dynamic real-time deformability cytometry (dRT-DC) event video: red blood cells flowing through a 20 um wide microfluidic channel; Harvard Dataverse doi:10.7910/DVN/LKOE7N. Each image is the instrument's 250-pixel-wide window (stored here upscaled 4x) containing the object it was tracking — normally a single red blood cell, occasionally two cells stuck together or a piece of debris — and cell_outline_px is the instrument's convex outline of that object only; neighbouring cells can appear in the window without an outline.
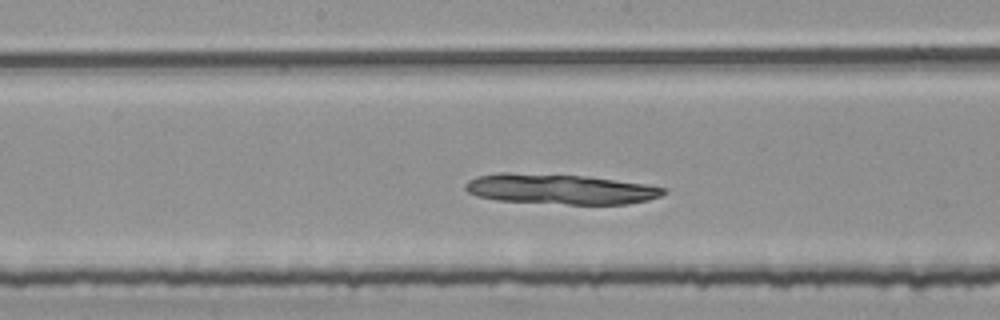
{"species": "common noctule bat (a hibernating species)", "species_latin": "Nyctalus noctula", "temperature_condition": "room temperature", "stored_images_in_passage": 45, "camera_frame_rate_fps": 3000, "um_per_image_px": 0.085, "animal": {"sex": "female", "body_mass_g": 25.1}, "frame": {"image": 1, "passage_image": 23, "time_ms": 7.333, "image_size_px": [1000, 320], "cell_outline_px": [[668, 192], [660, 196], [648, 200], [624, 204], [568, 204], [496, 200], [476, 196], [468, 192], [464, 188], [464, 184], [468, 180], [476, 176], [500, 172], [508, 172], [588, 176], [648, 184], [664, 188]], "centroid_in_image_um": [47.59, 16.06], "position_along_channel_um": 200.6, "area_um2": 35.08}}
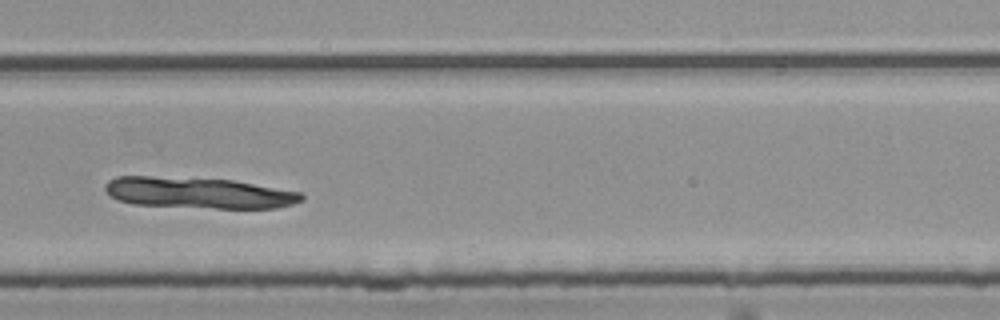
{"frame": {"image": 2, "passage_image": 32, "time_ms": 10.333, "image_size_px": [1000, 320], "cell_outline_px": [[304, 200], [280, 208], [216, 208], [132, 204], [120, 200], [112, 196], [104, 188], [104, 184], [108, 180], [116, 176], [148, 176], [232, 180], [300, 192], [304, 196]], "centroid_in_image_um": [16.88, 16.39], "position_along_channel_um": 312.9, "area_um2": 35.37}}
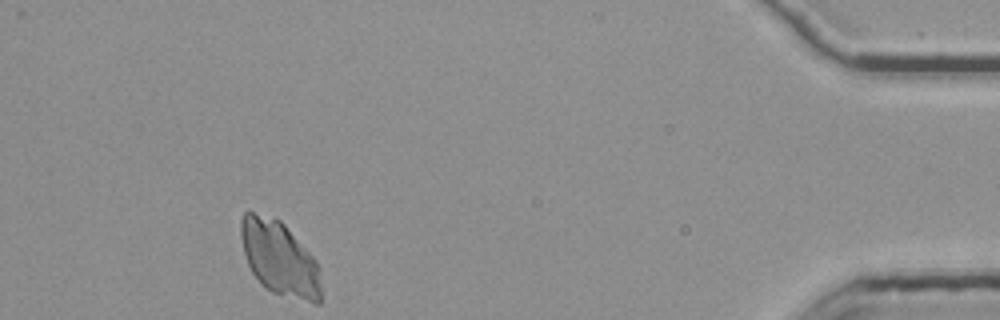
{"frame": {"image": 3, "passage_image": 45, "time_ms": 14.667, "image_size_px": [1000, 320], "cell_outline_px": [[320, 304], [312, 304], [272, 292], [260, 284], [252, 272], [248, 264], [244, 252], [240, 236], [240, 220], [244, 212], [248, 208], [280, 220], [284, 224], [316, 260], [320, 268]], "centroid_in_image_um": [23.74, 21.94], "position_along_channel_um": 411.5, "area_um2": 35.2}}